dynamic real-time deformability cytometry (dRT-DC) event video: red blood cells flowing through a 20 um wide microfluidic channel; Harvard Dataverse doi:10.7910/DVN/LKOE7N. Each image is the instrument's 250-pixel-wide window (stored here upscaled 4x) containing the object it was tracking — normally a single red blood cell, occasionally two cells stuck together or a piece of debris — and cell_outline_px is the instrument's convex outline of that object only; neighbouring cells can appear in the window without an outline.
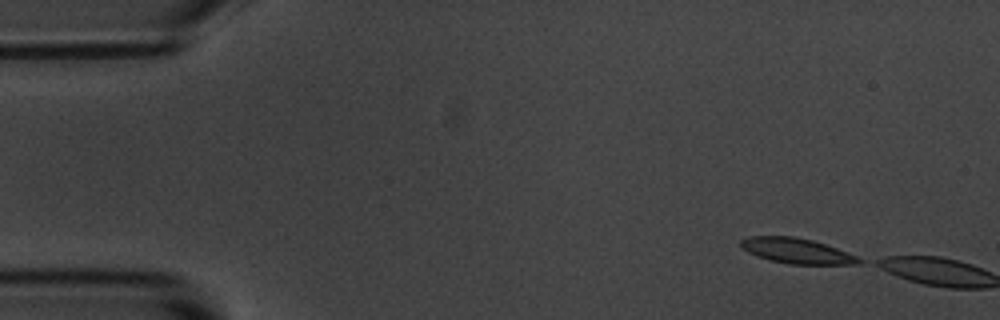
{"species": "common noctule bat (a hibernating species)", "species_latin": "Nyctalus noctula", "temperature_condition": "room temperature", "stored_images_in_passage": 4, "camera_frame_rate_fps": 3000, "um_per_image_px": 0.085, "animal": {"sex": "male", "body_mass_g": 20.1, "forearm_length_mm": 53.5}, "frame": {"image": 1, "passage_image": 1, "time_ms": 0.0, "image_size_px": [1000, 320], "cell_outline_px": [[864, 264], [788, 264], [768, 260], [756, 256], [740, 248], [740, 240], [748, 236], [792, 236], [812, 240], [836, 248], [856, 256], [864, 260]], "centroid_in_image_um": [67.69, 21.33], "position_along_channel_um": 17.3, "area_um2": 17.51}}